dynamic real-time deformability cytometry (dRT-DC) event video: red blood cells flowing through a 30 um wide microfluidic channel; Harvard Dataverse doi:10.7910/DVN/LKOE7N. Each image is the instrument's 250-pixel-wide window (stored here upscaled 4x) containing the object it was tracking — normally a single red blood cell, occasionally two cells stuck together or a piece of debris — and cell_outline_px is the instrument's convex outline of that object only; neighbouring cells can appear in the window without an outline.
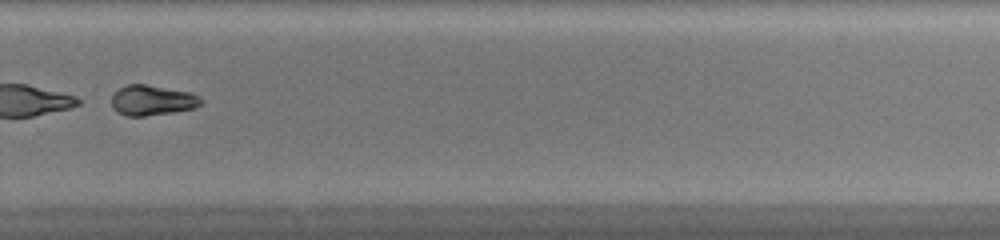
{"species": "common noctule bat (a hibernating species)", "species_latin": "Nyctalus noctula", "temperature_condition": "warm", "stored_images_in_passage": 34, "camera_frame_rate_fps": 3000, "um_per_image_px": 0.085, "animal": {"sex": "female", "body_mass_g": 20.0, "forearm_length_mm": 54.0}, "frame": {"image": 1, "passage_image": 20, "time_ms": 6.333, "image_size_px": [1000, 240], "cell_outline_px": [[204, 100], [196, 108], [172, 112], [144, 116], [128, 116], [116, 112], [112, 108], [112, 96], [120, 88], [128, 84], [144, 84], [192, 92], [200, 96]], "centroid_in_image_um": [12.97, 8.52], "position_along_channel_um": 316.8, "area_um2": 15.84}}